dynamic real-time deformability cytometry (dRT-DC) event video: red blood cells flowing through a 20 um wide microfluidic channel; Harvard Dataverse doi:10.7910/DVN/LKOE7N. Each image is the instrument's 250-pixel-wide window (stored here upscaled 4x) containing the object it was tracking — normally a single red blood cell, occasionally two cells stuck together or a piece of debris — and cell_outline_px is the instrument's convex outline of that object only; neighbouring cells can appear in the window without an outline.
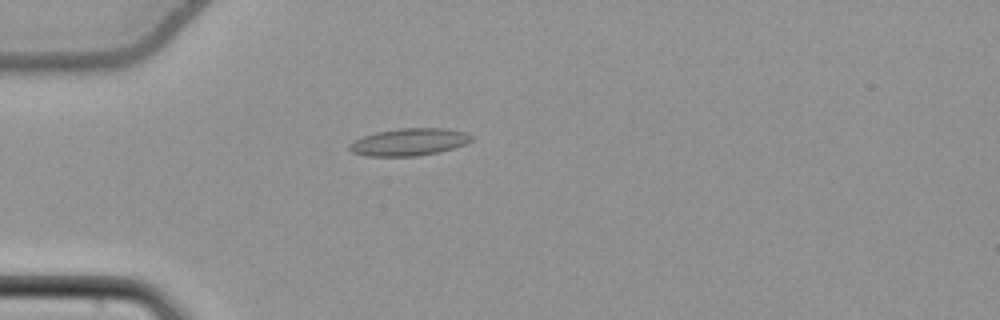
{"species": "common noctule bat (a hibernating species)", "species_latin": "Nyctalus noctula", "temperature_condition": "cold", "stored_images_in_passage": 47, "camera_frame_rate_fps": 3000, "um_per_image_px": 0.085, "animal": {"sex": "female", "body_mass_g": 22.7, "forearm_length_mm": 54.2}, "frame": {"image": 1, "passage_image": 9, "time_ms": 2.667, "image_size_px": [1000, 320], "cell_outline_px": [[472, 140], [464, 144], [440, 152], [416, 156], [368, 156], [352, 152], [348, 148], [348, 144], [364, 136], [376, 132], [400, 128], [448, 128], [464, 132], [472, 136]], "centroid_in_image_um": [34.77, 12.07], "position_along_channel_um": 50.2, "area_um2": 19.31}}
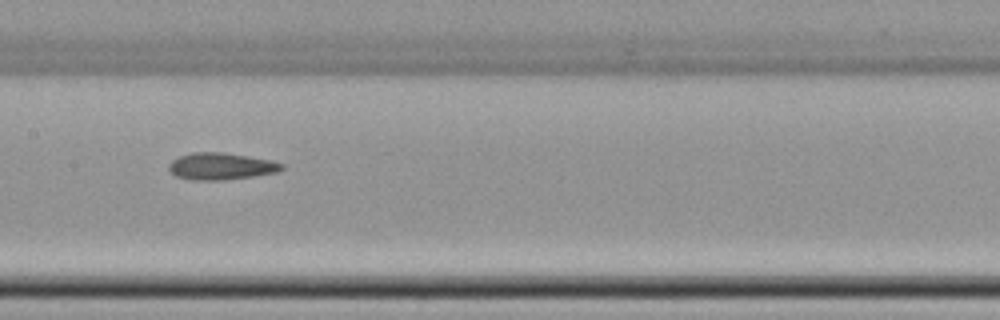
{"frame": {"image": 2, "passage_image": 21, "time_ms": 6.667, "image_size_px": [1000, 320], "cell_outline_px": [[284, 168], [276, 172], [228, 180], [192, 180], [176, 176], [168, 168], [168, 164], [172, 160], [180, 156], [192, 152], [224, 152], [272, 160], [284, 164]], "centroid_in_image_um": [18.78, 14.13], "position_along_channel_um": 188.6, "area_um2": 17.74}}
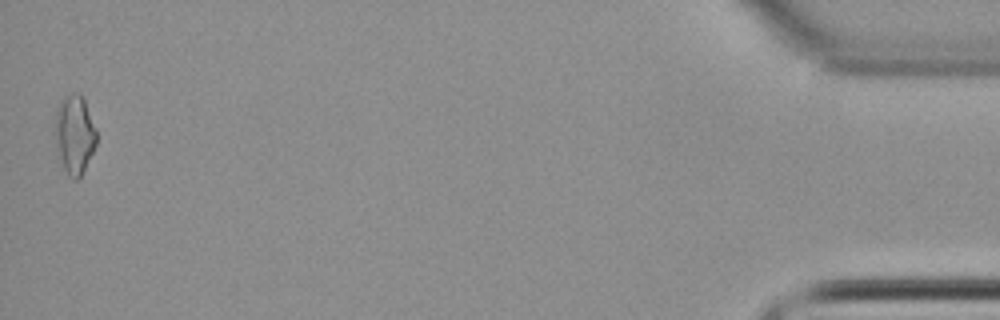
{"frame": {"image": 3, "passage_image": 47, "time_ms": 15.333, "image_size_px": [1000, 320], "cell_outline_px": [[96, 144], [80, 176], [76, 180], [72, 180], [68, 176], [56, 156], [56, 108], [64, 96], [72, 92], [80, 92], [84, 100], [96, 128]], "centroid_in_image_um": [6.31, 11.43], "position_along_channel_um": 428.9, "area_um2": 19.07}, "authors_computed_cell_mechanics": {"area_um2": 17.5712, "velocity_mm_per_s": 3.8392, "shape_relaxation_time_tau1_ms": 4.1723, "shape_relaxation_time_tau2_ms": 3.5759, "deformation_change_tau1": 0.0916, "deformation_change_tau2": 0.1043}}